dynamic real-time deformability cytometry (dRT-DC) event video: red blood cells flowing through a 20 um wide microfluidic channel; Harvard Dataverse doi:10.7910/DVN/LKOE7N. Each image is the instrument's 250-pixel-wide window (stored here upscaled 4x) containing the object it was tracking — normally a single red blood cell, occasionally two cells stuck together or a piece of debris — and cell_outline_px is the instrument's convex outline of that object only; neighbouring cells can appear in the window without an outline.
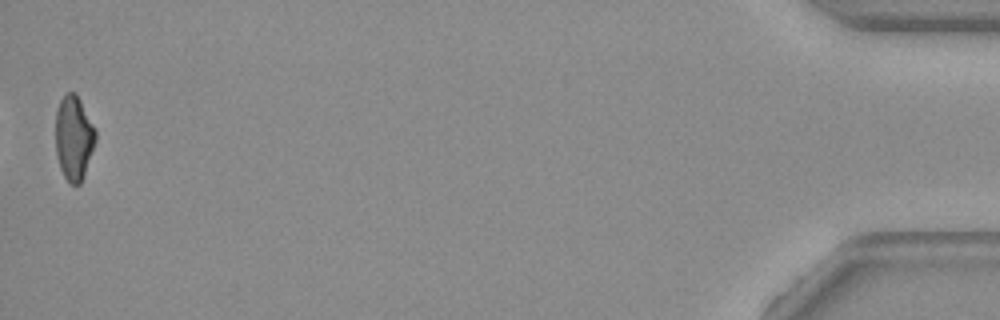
{"species": "common noctule bat (a hibernating species)", "species_latin": "Nyctalus noctula", "temperature_condition": "warm", "stored_images_in_passage": 40, "camera_frame_rate_fps": 3000, "um_per_image_px": 0.085, "animal": {"sex": "female", "body_mass_g": 19.3, "forearm_length_mm": 54.1}, "frame": {"image": 1, "passage_image": 40, "time_ms": 13.0, "image_size_px": [1000, 320], "cell_outline_px": [[96, 140], [84, 176], [80, 184], [68, 184], [60, 168], [56, 156], [56, 108], [60, 100], [68, 92], [76, 92], [96, 128]], "centroid_in_image_um": [6.28, 11.72], "position_along_channel_um": 428.9, "area_um2": 19.94}, "authors_computed_cell_mechanics": {"area_um2": 21.2415, "velocity_mm_per_s": 3.6758, "shape_relaxation_time_tau1_ms": null, "shape_relaxation_time_tau2_ms": 5.5061, "deformation_change_tau1": null, "deformation_change_tau2": 0.1363}}